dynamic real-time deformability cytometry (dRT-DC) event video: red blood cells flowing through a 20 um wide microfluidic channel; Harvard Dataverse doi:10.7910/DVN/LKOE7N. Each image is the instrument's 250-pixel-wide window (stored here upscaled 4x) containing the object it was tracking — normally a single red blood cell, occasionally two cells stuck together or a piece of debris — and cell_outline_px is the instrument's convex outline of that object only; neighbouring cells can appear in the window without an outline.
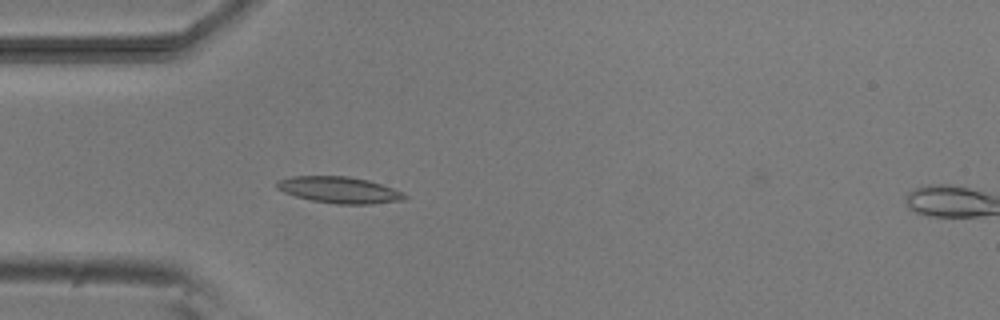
{"species": "common noctule bat (a hibernating species)", "species_latin": "Nyctalus noctula", "temperature_condition": "room temperature", "stored_images_in_passage": 6, "camera_frame_rate_fps": 3000, "um_per_image_px": 0.085, "animal": {"sex": "male", "body_mass_g": 20.5, "forearm_length_mm": 52.5}, "frame": {"image": 1, "passage_image": 5, "time_ms": 4.667, "image_size_px": [1000, 320], "cell_outline_px": [[408, 196], [404, 200], [372, 204], [336, 204], [312, 200], [296, 196], [284, 192], [276, 188], [276, 180], [292, 176], [348, 176], [368, 180], [404, 192]], "centroid_in_image_um": [28.84, 16.14], "position_along_channel_um": 56.2, "area_um2": 19.71}}